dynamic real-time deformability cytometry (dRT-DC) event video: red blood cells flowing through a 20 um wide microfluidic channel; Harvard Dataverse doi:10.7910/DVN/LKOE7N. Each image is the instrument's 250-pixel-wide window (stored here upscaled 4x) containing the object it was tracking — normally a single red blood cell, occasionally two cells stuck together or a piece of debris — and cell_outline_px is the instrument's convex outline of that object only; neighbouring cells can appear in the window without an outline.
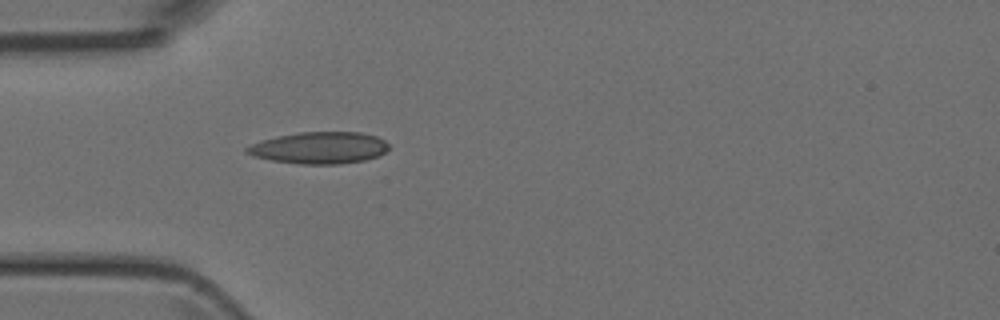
{"species": "Egyptian fruit bat (a non-hibernating species)", "species_latin": "Rousettus aegyptiacus", "temperature_condition": "room temperature", "stored_images_in_passage": 1, "camera_frame_rate_fps": 3000, "um_per_image_px": 0.085, "animal": {"sex": "female"}, "frame": {"image": 1, "passage_image": 1, "time_ms": 0.0, "image_size_px": [1000, 320], "cell_outline_px": [[388, 148], [380, 156], [364, 160], [340, 164], [300, 164], [272, 160], [252, 156], [244, 152], [244, 148], [260, 140], [276, 136], [300, 132], [360, 132], [376, 136], [384, 140], [388, 144]], "centroid_in_image_um": [27.12, 12.56], "position_along_channel_um": 57.9, "area_um2": 26.41}}